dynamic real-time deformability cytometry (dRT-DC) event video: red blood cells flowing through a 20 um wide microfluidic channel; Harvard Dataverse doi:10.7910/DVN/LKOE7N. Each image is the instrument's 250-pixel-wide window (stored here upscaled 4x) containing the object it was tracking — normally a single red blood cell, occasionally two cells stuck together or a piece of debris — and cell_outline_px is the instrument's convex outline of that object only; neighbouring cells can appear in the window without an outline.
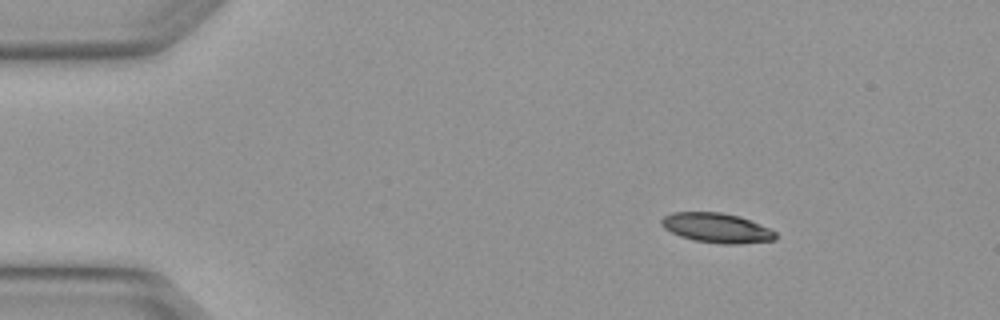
{"species": "Egyptian fruit bat (a non-hibernating species)", "species_latin": "Rousettus aegyptiacus", "temperature_condition": "warm", "stored_images_in_passage": 3, "camera_frame_rate_fps": 3000, "um_per_image_px": 0.085, "animal": {"sex": "female"}, "frame": {"image": 1, "passage_image": 1, "time_ms": 0.0, "image_size_px": [1000, 320], "cell_outline_px": [[776, 240], [736, 244], [724, 244], [696, 240], [680, 236], [664, 228], [660, 224], [660, 220], [664, 216], [672, 212], [720, 212], [740, 216], [768, 228], [776, 232]], "centroid_in_image_um": [60.91, 19.36], "position_along_channel_um": 24.1, "area_um2": 19.59}}